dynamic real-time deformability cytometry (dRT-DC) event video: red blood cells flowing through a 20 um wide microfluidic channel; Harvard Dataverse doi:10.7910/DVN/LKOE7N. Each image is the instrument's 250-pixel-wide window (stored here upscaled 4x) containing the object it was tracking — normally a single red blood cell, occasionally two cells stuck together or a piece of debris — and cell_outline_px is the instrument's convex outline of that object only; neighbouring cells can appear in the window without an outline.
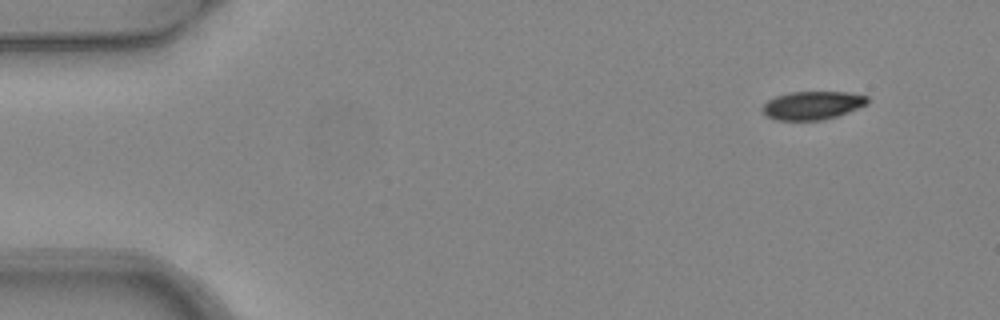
{"species": "common noctule bat (a hibernating species)", "species_latin": "Nyctalus noctula", "temperature_condition": "warm", "stored_images_in_passage": 4, "camera_frame_rate_fps": 3000, "um_per_image_px": 0.085, "animal": {"sex": "female", "body_mass_g": 24.6, "forearm_length_mm": 56.2}, "frame": {"image": 1, "passage_image": 1, "time_ms": 0.0, "image_size_px": [1000, 320], "cell_outline_px": [[868, 104], [848, 112], [836, 116], [820, 120], [776, 120], [764, 116], [760, 108], [768, 100], [776, 96], [788, 92], [848, 92], [868, 96]], "centroid_in_image_um": [69.02, 8.95], "position_along_channel_um": 16.0, "area_um2": 17.46}}
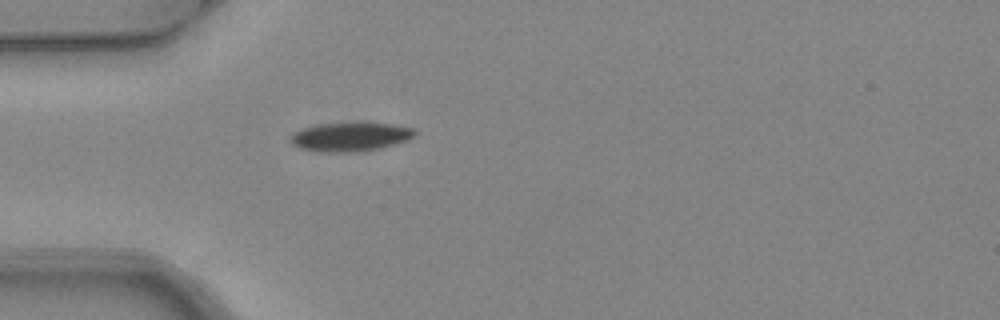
{"frame": {"image": 2, "passage_image": 4, "time_ms": 1.0, "image_size_px": [1000, 320], "cell_outline_px": [[416, 132], [412, 136], [404, 140], [380, 148], [352, 152], [336, 152], [300, 148], [292, 144], [288, 140], [288, 136], [292, 132], [316, 124], [392, 124], [412, 128]], "centroid_in_image_um": [29.68, 11.63], "position_along_channel_um": 55.3, "area_um2": 20.17}}